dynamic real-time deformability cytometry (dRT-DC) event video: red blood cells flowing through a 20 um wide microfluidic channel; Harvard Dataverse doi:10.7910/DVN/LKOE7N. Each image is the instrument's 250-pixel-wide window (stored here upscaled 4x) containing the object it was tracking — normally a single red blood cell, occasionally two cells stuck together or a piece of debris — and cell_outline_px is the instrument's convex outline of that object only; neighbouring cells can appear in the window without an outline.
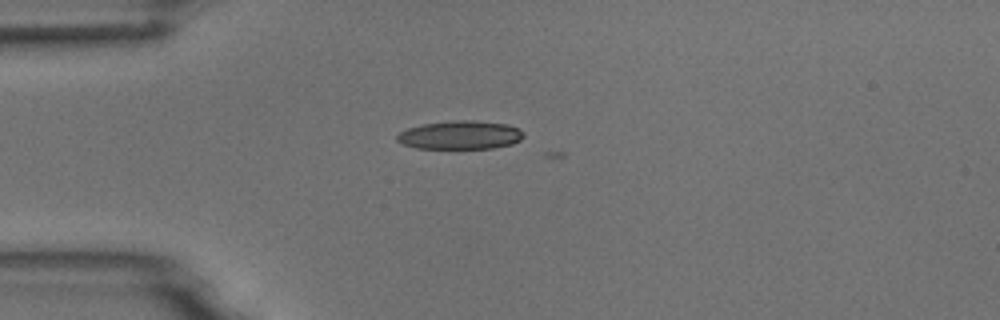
{"species": "common noctule bat (a hibernating species)", "species_latin": "Nyctalus noctula", "temperature_condition": "room temperature", "stored_images_in_passage": 6, "camera_frame_rate_fps": 3000, "um_per_image_px": 0.085, "animal": {"sex": "male", "body_mass_g": 18.8}, "frame": {"image": 1, "passage_image": 4, "time_ms": 1.0, "image_size_px": [1000, 320], "cell_outline_px": [[524, 136], [520, 140], [512, 144], [492, 148], [416, 148], [404, 144], [396, 140], [396, 136], [400, 132], [408, 128], [424, 124], [452, 120], [472, 120], [508, 124], [520, 128], [524, 132]], "centroid_in_image_um": [39.16, 11.47], "position_along_channel_um": 45.8, "area_um2": 21.04}}